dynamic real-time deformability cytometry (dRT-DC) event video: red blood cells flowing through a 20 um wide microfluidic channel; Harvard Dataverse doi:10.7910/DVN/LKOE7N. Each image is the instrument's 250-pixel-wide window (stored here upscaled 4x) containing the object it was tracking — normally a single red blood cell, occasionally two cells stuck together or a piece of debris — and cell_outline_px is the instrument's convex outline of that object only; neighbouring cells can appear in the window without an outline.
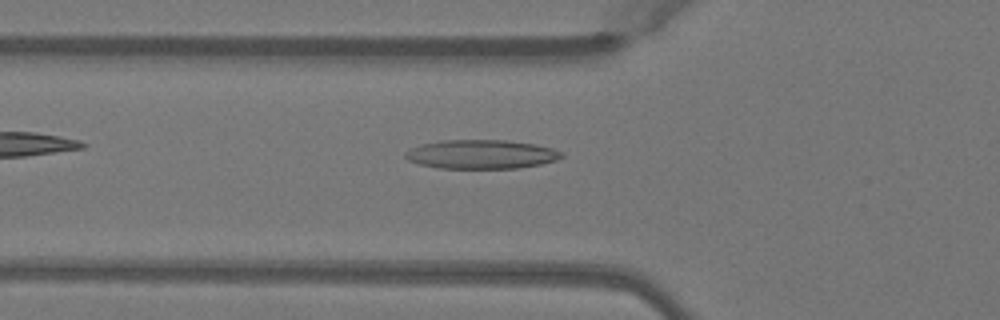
{"species": "Egyptian fruit bat (a non-hibernating species)", "species_latin": "Rousettus aegyptiacus", "temperature_condition": "warm", "stored_images_in_passage": 34, "camera_frame_rate_fps": 3000, "um_per_image_px": 0.085, "animal": {"sex": "female"}, "frame": {"image": 1, "passage_image": 2, "time_ms": 0.333, "image_size_px": [1000, 320], "cell_outline_px": [[564, 156], [556, 160], [540, 164], [520, 168], [440, 168], [420, 164], [408, 160], [404, 156], [404, 152], [420, 144], [440, 140], [504, 140], [536, 144], [552, 148], [564, 152]], "centroid_in_image_um": [40.92, 13.11], "position_along_channel_um": 84.9, "area_um2": 26.47}}
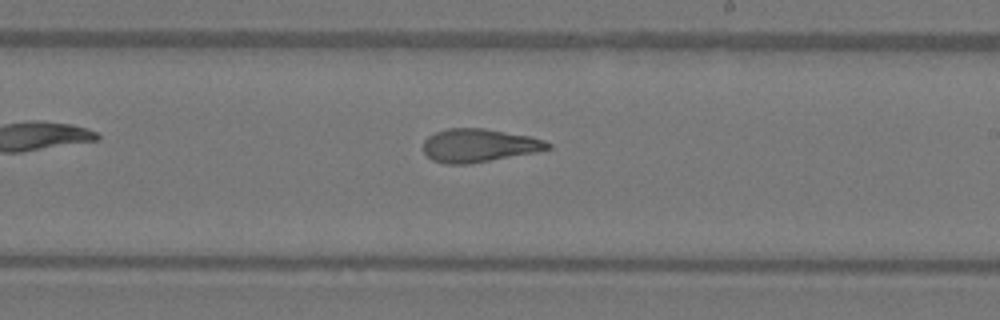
{"frame": {"image": 2, "passage_image": 14, "time_ms": 4.333, "image_size_px": [1000, 320], "cell_outline_px": [[552, 148], [536, 152], [472, 164], [444, 164], [432, 160], [424, 152], [424, 140], [428, 136], [436, 132], [448, 128], [484, 128], [528, 136], [544, 140], [552, 144]], "centroid_in_image_um": [40.71, 12.37], "position_along_channel_um": 248.3, "area_um2": 24.22}}
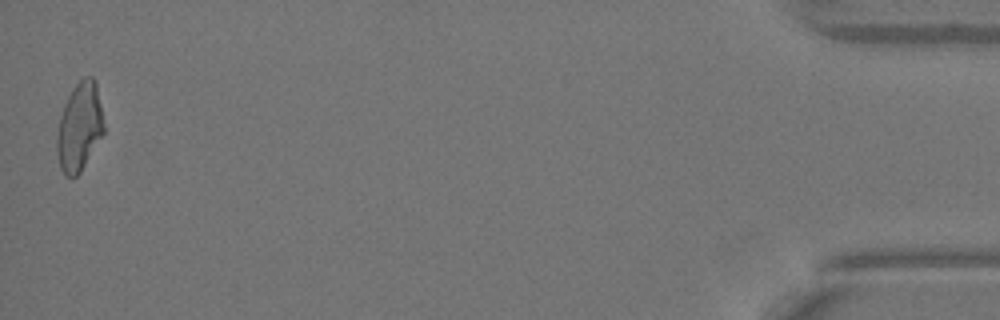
{"frame": {"image": 3, "passage_image": 34, "time_ms": 11.0, "image_size_px": [1000, 320], "cell_outline_px": [[104, 132], [80, 172], [76, 176], [64, 176], [60, 168], [56, 152], [56, 140], [60, 116], [64, 104], [72, 88], [84, 76], [92, 76], [96, 80], [104, 124]], "centroid_in_image_um": [6.74, 10.77], "position_along_channel_um": 428.5, "area_um2": 24.16}, "authors_computed_cell_mechanics": {"area_um2": 24.4205, "velocity_mm_per_s": 4.0721, "shape_relaxation_time_tau1_ms": 7.8182, "shape_relaxation_time_tau2_ms": 2.1104, "deformation_change_tau1": 0.234, "deformation_change_tau2": 0.104}}